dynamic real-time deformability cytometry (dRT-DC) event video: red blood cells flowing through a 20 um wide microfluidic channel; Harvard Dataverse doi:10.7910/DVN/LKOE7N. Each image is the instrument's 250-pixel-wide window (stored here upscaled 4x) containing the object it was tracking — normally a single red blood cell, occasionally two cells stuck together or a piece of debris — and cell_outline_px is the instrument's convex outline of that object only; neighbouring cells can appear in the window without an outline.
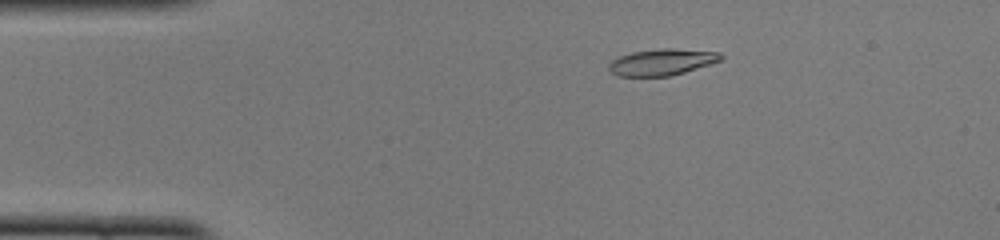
{"species": "common noctule bat (a hibernating species)", "species_latin": "Nyctalus noctula", "temperature_condition": "cold", "stored_images_in_passage": 50, "camera_frame_rate_fps": 3000, "um_per_image_px": 0.085, "animal": {"sex": "female", "body_mass_g": 22.0, "forearm_length_mm": 56.7}, "frame": {"image": 1, "passage_image": 9, "time_ms": 2.667, "image_size_px": [1000, 240], "cell_outline_px": [[724, 56], [720, 60], [672, 76], [616, 76], [608, 72], [608, 64], [612, 60], [620, 56], [632, 52], [664, 48], [672, 48], [720, 52]], "centroid_in_image_um": [56.21, 5.28], "position_along_channel_um": 28.8, "area_um2": 17.22}}
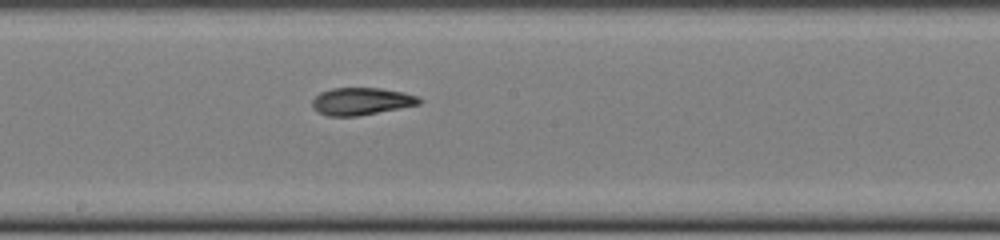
{"frame": {"image": 2, "passage_image": 27, "time_ms": 8.667, "image_size_px": [1000, 240], "cell_outline_px": [[424, 100], [420, 104], [400, 108], [356, 116], [328, 116], [316, 112], [312, 108], [312, 100], [320, 92], [332, 88], [380, 88], [404, 92], [416, 96]], "centroid_in_image_um": [30.69, 8.61], "position_along_channel_um": 217.5, "area_um2": 17.11}}
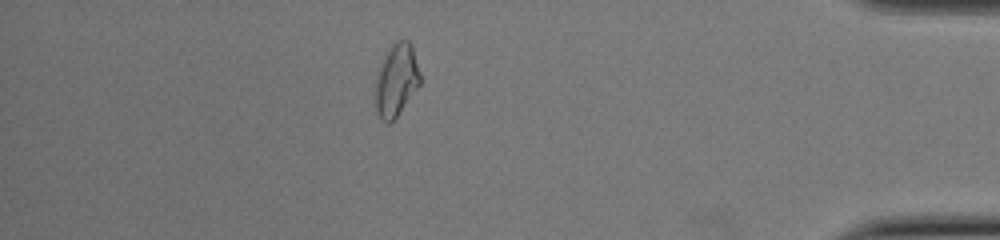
{"frame": {"image": 3, "passage_image": 44, "time_ms": 14.333, "image_size_px": [1000, 240], "cell_outline_px": [[420, 84], [396, 116], [388, 124], [376, 112], [376, 72], [384, 52], [396, 40], [408, 40], [412, 48], [420, 72]], "centroid_in_image_um": [33.66, 6.75], "position_along_channel_um": 401.5, "area_um2": 18.73}, "authors_computed_cell_mechanics": {"area_um2": 17.1955, "velocity_mm_per_s": 3.9844, "shape_relaxation_time_tau1_ms": null, "shape_relaxation_time_tau2_ms": 2.6737, "deformation_change_tau1": null, "deformation_change_tau2": 0.1008}}